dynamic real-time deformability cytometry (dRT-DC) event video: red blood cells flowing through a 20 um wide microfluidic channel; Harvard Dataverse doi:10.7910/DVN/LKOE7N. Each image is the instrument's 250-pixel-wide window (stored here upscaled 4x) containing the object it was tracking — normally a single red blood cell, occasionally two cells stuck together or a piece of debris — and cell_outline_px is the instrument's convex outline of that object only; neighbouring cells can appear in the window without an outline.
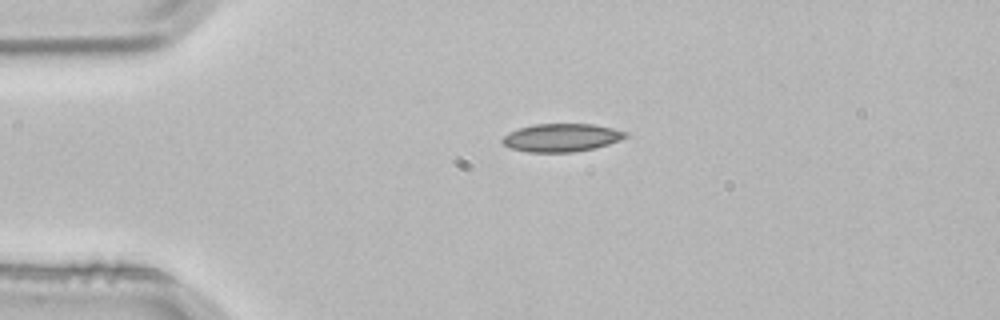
{"species": "common noctule bat (a hibernating species)", "species_latin": "Nyctalus noctula", "temperature_condition": "room temperature", "stored_images_in_passage": 2, "camera_frame_rate_fps": 3000, "um_per_image_px": 0.085, "animal": {"sex": "male", "body_mass_g": 21.5, "forearm_length_mm": 52.0}, "frame": {"image": 1, "passage_image": 1, "time_ms": 0.0, "image_size_px": [1000, 320], "cell_outline_px": [[628, 136], [620, 140], [596, 148], [572, 152], [528, 152], [508, 148], [500, 140], [508, 132], [520, 128], [536, 124], [592, 124], [612, 128], [628, 132]], "centroid_in_image_um": [47.72, 11.7], "position_along_channel_um": 37.3, "area_um2": 20.17}}
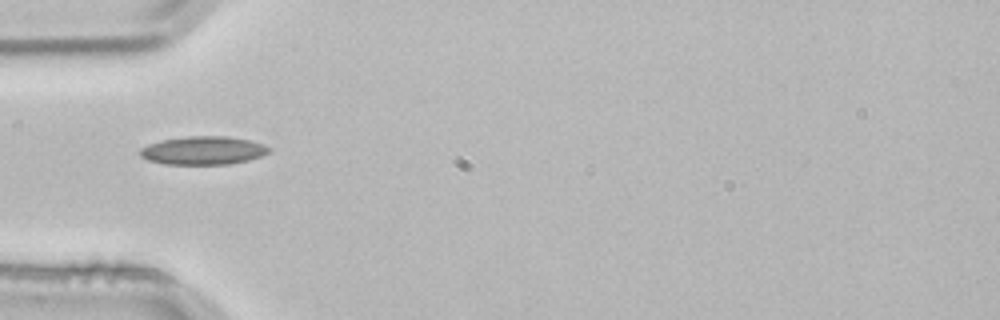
{"frame": {"image": 2, "passage_image": 2, "time_ms": 0.333, "image_size_px": [1000, 320], "cell_outline_px": [[268, 152], [260, 156], [248, 160], [228, 164], [164, 164], [148, 160], [140, 156], [140, 148], [148, 144], [160, 140], [188, 136], [228, 136], [248, 140], [264, 144], [268, 148]], "centroid_in_image_um": [17.22, 12.78], "position_along_channel_um": 67.8, "area_um2": 21.15}}